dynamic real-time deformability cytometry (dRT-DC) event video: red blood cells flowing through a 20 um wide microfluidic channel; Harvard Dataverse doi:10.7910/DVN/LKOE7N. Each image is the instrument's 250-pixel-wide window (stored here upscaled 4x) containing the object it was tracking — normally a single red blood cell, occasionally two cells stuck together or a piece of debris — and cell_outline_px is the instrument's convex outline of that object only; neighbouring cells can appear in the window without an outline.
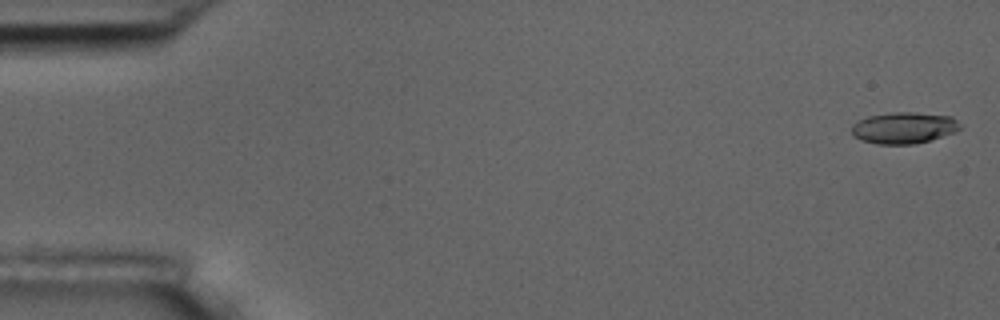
{"species": "common noctule bat (a hibernating species)", "species_latin": "Nyctalus noctula", "temperature_condition": "room temperature", "stored_images_in_passage": 5, "camera_frame_rate_fps": 3000, "um_per_image_px": 0.085, "animal": {"sex": "male", "body_mass_g": 17.5, "forearm_length_mm": 52.3}, "frame": {"image": 1, "passage_image": 1, "time_ms": 0.0, "image_size_px": [1000, 320], "cell_outline_px": [[960, 128], [956, 132], [916, 144], [876, 144], [860, 140], [852, 136], [852, 124], [868, 116], [892, 112], [916, 112], [952, 116], [960, 124]], "centroid_in_image_um": [76.82, 10.87], "position_along_channel_um": 8.2, "area_um2": 20.0}}
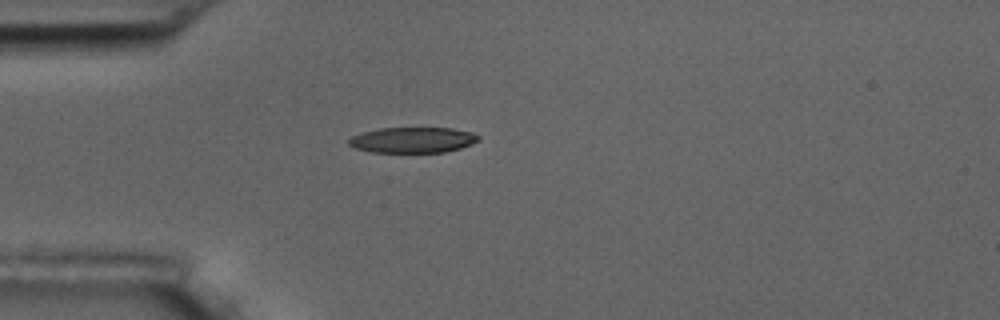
{"frame": {"image": 2, "passage_image": 5, "time_ms": 4.667, "image_size_px": [1000, 320], "cell_outline_px": [[480, 140], [472, 144], [460, 148], [444, 152], [372, 152], [356, 148], [348, 144], [348, 140], [352, 136], [364, 132], [380, 128], [452, 128], [472, 132], [480, 136]], "centroid_in_image_um": [35.11, 11.89], "position_along_channel_um": 49.9, "area_um2": 19.31}}